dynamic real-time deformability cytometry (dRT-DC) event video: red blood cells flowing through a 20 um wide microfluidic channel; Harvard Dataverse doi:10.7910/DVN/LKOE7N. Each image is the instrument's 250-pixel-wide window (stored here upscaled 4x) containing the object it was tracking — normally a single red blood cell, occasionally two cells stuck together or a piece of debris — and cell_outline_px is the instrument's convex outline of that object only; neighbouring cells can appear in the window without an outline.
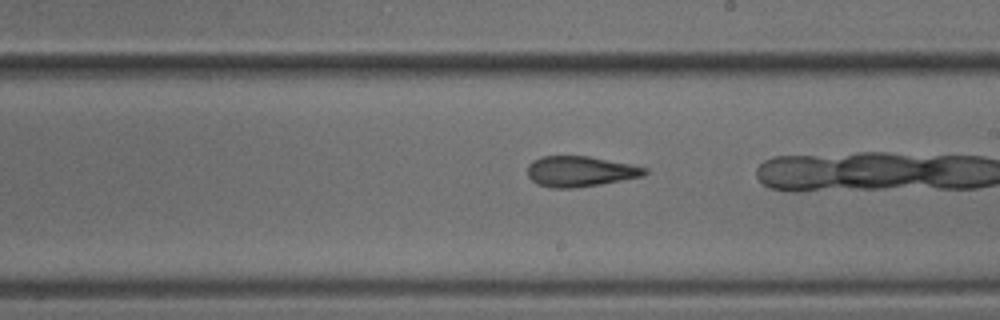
{"species": "common noctule bat (a hibernating species)", "species_latin": "Nyctalus noctula", "temperature_condition": "cold", "stored_images_in_passage": 33, "camera_frame_rate_fps": 3000, "um_per_image_px": 0.085, "animal": {"sex": "male", "body_mass_g": 18.8}, "frame": {"image": 1, "passage_image": 28, "time_ms": 9.0, "image_size_px": [1000, 320], "cell_outline_px": [[648, 172], [644, 176], [600, 184], [576, 188], [552, 188], [536, 184], [528, 176], [528, 164], [532, 160], [540, 156], [588, 156], [648, 168]], "centroid_in_image_um": [49.28, 14.57], "position_along_channel_um": 239.7, "area_um2": 20.87}}